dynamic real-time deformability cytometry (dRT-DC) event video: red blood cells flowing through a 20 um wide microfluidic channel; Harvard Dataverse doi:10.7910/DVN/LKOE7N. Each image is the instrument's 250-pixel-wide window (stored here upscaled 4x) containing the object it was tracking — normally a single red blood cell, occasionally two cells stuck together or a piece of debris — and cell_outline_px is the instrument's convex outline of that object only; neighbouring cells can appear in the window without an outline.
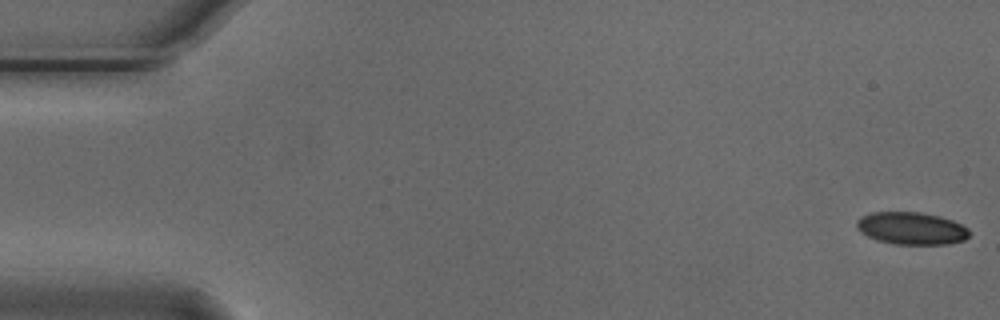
{"species": "Egyptian fruit bat (a non-hibernating species)", "species_latin": "Rousettus aegyptiacus", "temperature_condition": "cold", "stored_images_in_passage": 54, "camera_frame_rate_fps": 3000, "um_per_image_px": 0.085, "animal": {"sex": "male"}, "frame": {"image": 1, "passage_image": 1, "time_ms": 0.0, "image_size_px": [1000, 320], "cell_outline_px": [[968, 236], [964, 240], [948, 244], [896, 244], [876, 240], [860, 232], [856, 228], [856, 220], [860, 216], [872, 212], [920, 212], [940, 216], [952, 220], [968, 228]], "centroid_in_image_um": [77.43, 19.4], "position_along_channel_um": 7.6, "area_um2": 21.33}}
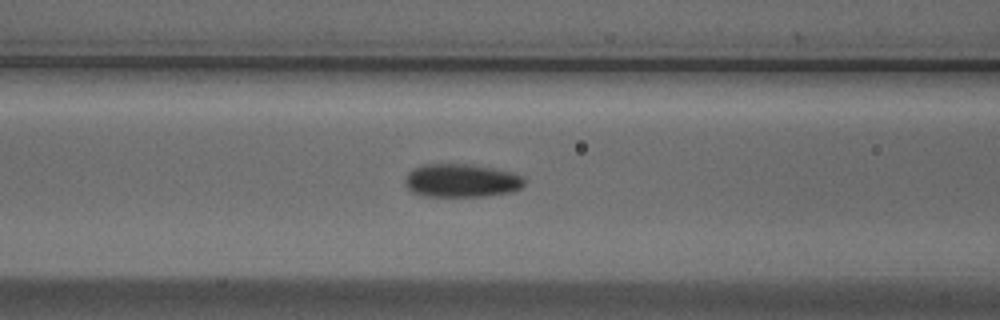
{"frame": {"image": 2, "passage_image": 22, "time_ms": 7.0, "image_size_px": [1000, 320], "cell_outline_px": [[524, 184], [520, 188], [512, 192], [488, 196], [424, 196], [412, 192], [404, 184], [404, 176], [412, 168], [420, 164], [468, 164], [496, 168], [512, 172], [524, 176]], "centroid_in_image_um": [39.2, 15.34], "position_along_channel_um": 127.4, "area_um2": 23.58}}
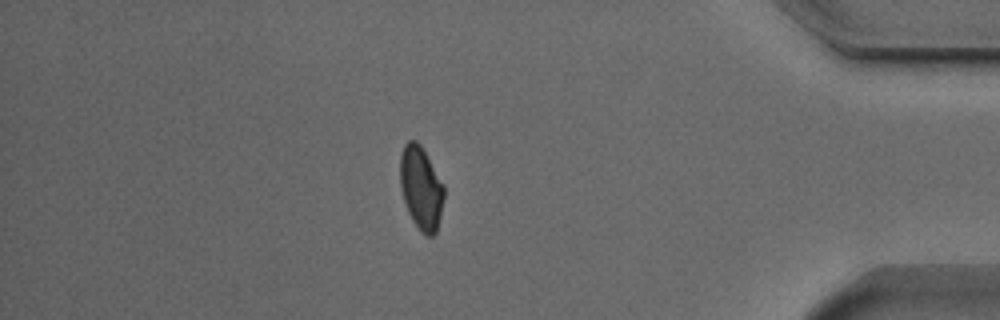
{"frame": {"image": 3, "passage_image": 47, "time_ms": 15.333, "image_size_px": [1000, 320], "cell_outline_px": [[444, 196], [440, 216], [436, 232], [432, 236], [424, 236], [420, 232], [412, 220], [404, 204], [400, 188], [400, 152], [404, 144], [408, 140], [416, 140], [420, 144], [444, 184]], "centroid_in_image_um": [35.77, 15.98], "position_along_channel_um": 399.4, "area_um2": 21.56}, "authors_computed_cell_mechanics": {"area_um2": 22.5131, "velocity_mm_per_s": 3.7409, "shape_relaxation_time_tau1_ms": 4.8239, "shape_relaxation_time_tau2_ms": 2.4567, "deformation_change_tau1": 0.1038, "deformation_change_tau2": 0.0611}}